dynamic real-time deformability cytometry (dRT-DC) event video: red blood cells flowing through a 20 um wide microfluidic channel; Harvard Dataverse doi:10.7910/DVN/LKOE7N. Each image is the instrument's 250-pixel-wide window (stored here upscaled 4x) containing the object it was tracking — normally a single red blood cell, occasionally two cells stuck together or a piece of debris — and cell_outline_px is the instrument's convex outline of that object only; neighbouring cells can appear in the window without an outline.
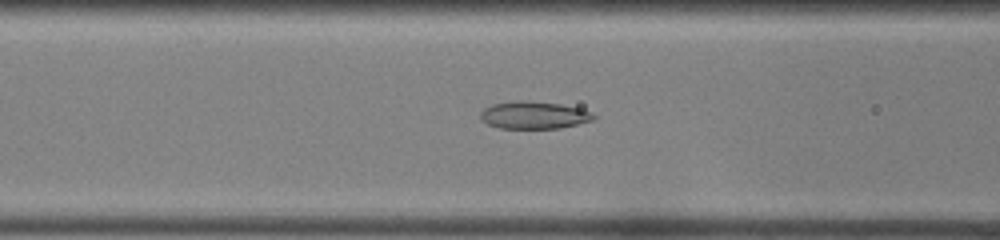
{"species": "common noctule bat (a hibernating species)", "species_latin": "Nyctalus noctula", "temperature_condition": "room temperature", "stored_images_in_passage": 29, "segment_of_instrument_passage": [1, 2], "camera_frame_rate_fps": 3000, "um_per_image_px": 0.085, "animal": {"sex": "female", "body_mass_g": 22.0, "forearm_length_mm": 56.7}, "frame": {"image": 1, "passage_image": 10, "time_ms": 3.0, "image_size_px": [1000, 240], "cell_outline_px": [[596, 120], [560, 128], [500, 128], [488, 124], [480, 120], [480, 112], [484, 108], [492, 104], [516, 100], [524, 100], [560, 104], [580, 108], [592, 112], [596, 116]], "centroid_in_image_um": [45.39, 9.78], "position_along_channel_um": 121.2, "area_um2": 18.26}}
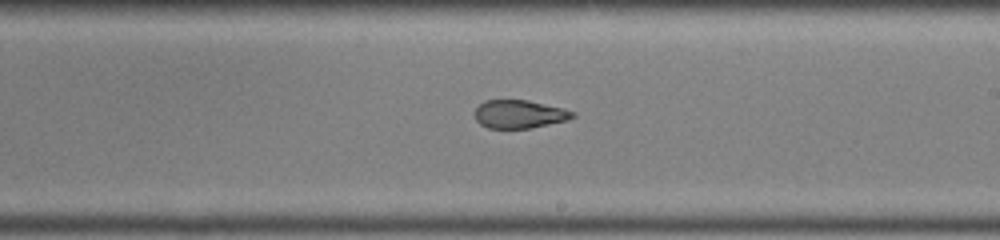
{"frame": {"image": 2, "passage_image": 19, "time_ms": 6.0, "image_size_px": [1000, 240], "cell_outline_px": [[576, 116], [568, 120], [532, 128], [488, 128], [480, 124], [476, 120], [476, 108], [484, 100], [528, 100], [564, 108], [576, 112]], "centroid_in_image_um": [44.19, 9.7], "position_along_channel_um": 244.8, "area_um2": 16.18}}
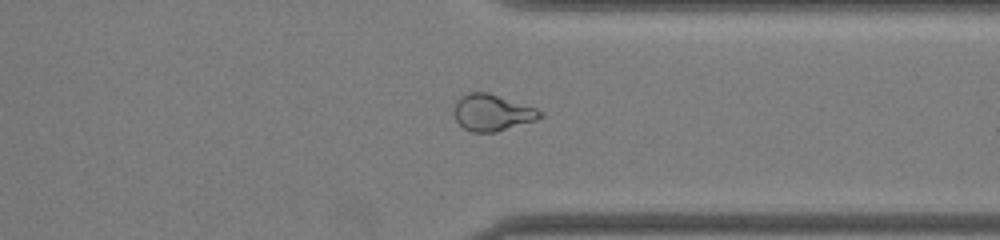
{"frame": {"image": 3, "passage_image": 28, "time_ms": 9.0, "image_size_px": [1000, 240], "cell_outline_px": [[544, 116], [536, 120], [496, 132], [472, 132], [464, 128], [456, 120], [452, 112], [456, 100], [460, 96], [468, 92], [488, 92], [536, 108], [544, 112]], "centroid_in_image_um": [41.82, 9.56], "position_along_channel_um": 369.6, "area_um2": 18.5}}